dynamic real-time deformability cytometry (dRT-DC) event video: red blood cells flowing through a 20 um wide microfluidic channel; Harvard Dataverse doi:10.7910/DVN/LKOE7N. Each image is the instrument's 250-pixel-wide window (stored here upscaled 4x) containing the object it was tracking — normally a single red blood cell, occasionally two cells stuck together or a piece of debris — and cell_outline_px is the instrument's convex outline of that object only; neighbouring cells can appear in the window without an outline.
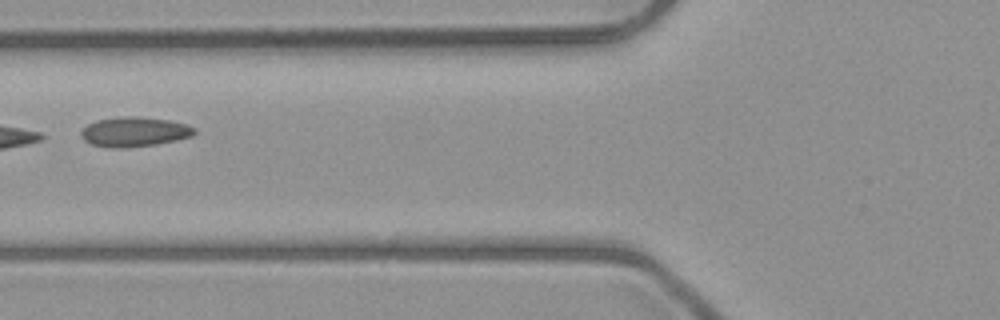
{"species": "common noctule bat (a hibernating species)", "species_latin": "Nyctalus noctula", "temperature_condition": "room temperature", "stored_images_in_passage": 4, "camera_frame_rate_fps": 3000, "um_per_image_px": 0.085, "animal": {"sex": "male", "body_mass_g": 23.1, "forearm_length_mm": 52.7}, "frame": {"image": 1, "passage_image": 3, "time_ms": 3.333, "image_size_px": [1000, 320], "cell_outline_px": [[196, 132], [192, 136], [176, 140], [156, 144], [124, 148], [108, 148], [92, 144], [84, 140], [80, 136], [80, 132], [88, 124], [96, 120], [120, 116], [136, 116], [168, 120], [188, 124], [196, 128]], "centroid_in_image_um": [11.42, 11.2], "position_along_channel_um": 114.4, "area_um2": 19.77}}
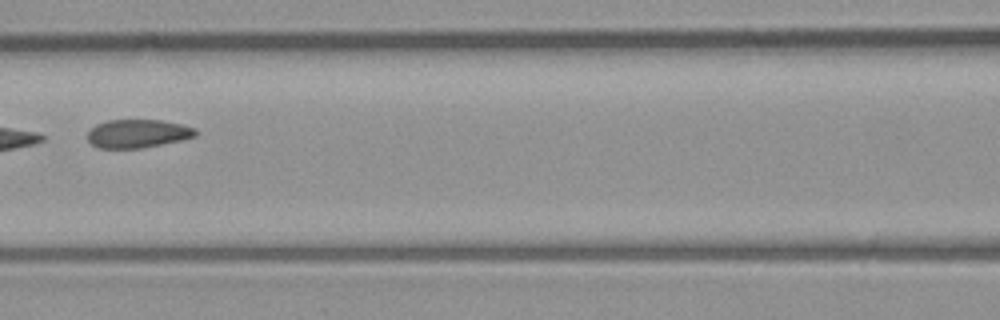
{"frame": {"image": 2, "passage_image": 4, "time_ms": 4.333, "image_size_px": [1000, 320], "cell_outline_px": [[196, 136], [180, 140], [140, 148], [100, 148], [92, 144], [88, 140], [88, 132], [96, 124], [108, 120], [160, 120], [180, 124], [196, 128]], "centroid_in_image_um": [11.69, 11.35], "position_along_channel_um": 154.9, "area_um2": 17.63}}